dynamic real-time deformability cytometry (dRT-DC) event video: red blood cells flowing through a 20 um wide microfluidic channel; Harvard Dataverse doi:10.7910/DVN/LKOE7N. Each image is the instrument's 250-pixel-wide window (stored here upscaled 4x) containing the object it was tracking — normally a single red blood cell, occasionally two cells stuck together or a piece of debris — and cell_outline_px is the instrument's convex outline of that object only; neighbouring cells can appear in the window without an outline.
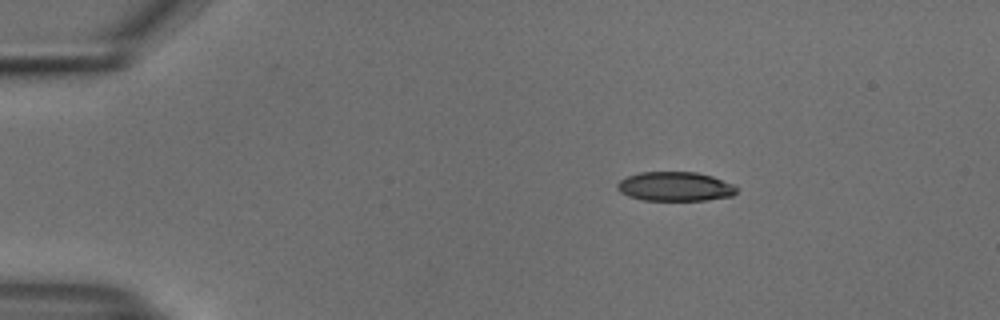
{"species": "common noctule bat (a hibernating species)", "species_latin": "Nyctalus noctula", "temperature_condition": "cold", "stored_images_in_passage": 46, "camera_frame_rate_fps": 3000, "um_per_image_px": 0.085, "animal": {"sex": "male", "body_mass_g": 18.8}, "frame": {"image": 1, "passage_image": 1, "time_ms": 0.0, "image_size_px": [1000, 320], "cell_outline_px": [[736, 192], [732, 196], [708, 200], [644, 200], [628, 196], [620, 192], [616, 188], [616, 184], [620, 180], [628, 176], [640, 172], [696, 172], [712, 176], [732, 184], [736, 188]], "centroid_in_image_um": [57.36, 15.85], "position_along_channel_um": 27.6, "area_um2": 20.29}}
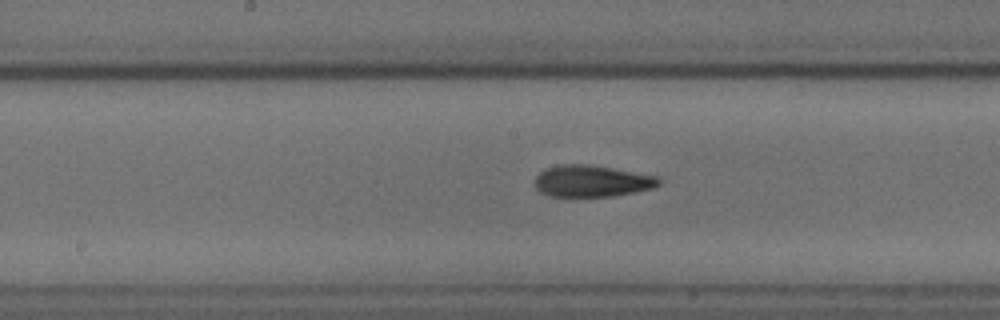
{"frame": {"image": 2, "passage_image": 20, "time_ms": 6.333, "image_size_px": [1000, 320], "cell_outline_px": [[660, 184], [652, 188], [636, 192], [612, 196], [552, 196], [540, 192], [532, 184], [536, 176], [544, 168], [564, 164], [588, 164], [660, 176]], "centroid_in_image_um": [50.29, 15.38], "position_along_channel_um": 197.9, "area_um2": 23.0}}
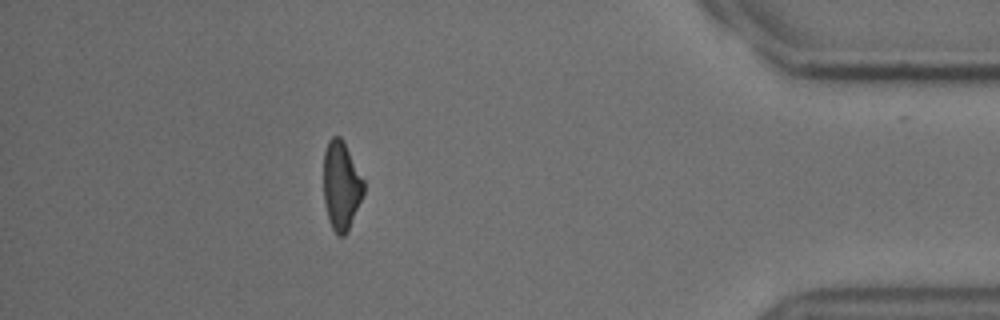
{"frame": {"image": 3, "passage_image": 40, "time_ms": 13.0, "image_size_px": [1000, 320], "cell_outline_px": [[364, 192], [348, 228], [344, 236], [336, 236], [328, 220], [324, 204], [324, 152], [328, 140], [332, 136], [340, 136], [344, 140], [364, 180]], "centroid_in_image_um": [28.99, 15.74], "position_along_channel_um": 406.2, "area_um2": 20.75}, "authors_computed_cell_mechanics": {"area_um2": 22.1085, "velocity_mm_per_s": 3.7611, "shape_relaxation_time_tau1_ms": 2.8519, "shape_relaxation_time_tau2_ms": 3.9116, "deformation_change_tau1": 0.1552, "deformation_change_tau2": 0.1245}}